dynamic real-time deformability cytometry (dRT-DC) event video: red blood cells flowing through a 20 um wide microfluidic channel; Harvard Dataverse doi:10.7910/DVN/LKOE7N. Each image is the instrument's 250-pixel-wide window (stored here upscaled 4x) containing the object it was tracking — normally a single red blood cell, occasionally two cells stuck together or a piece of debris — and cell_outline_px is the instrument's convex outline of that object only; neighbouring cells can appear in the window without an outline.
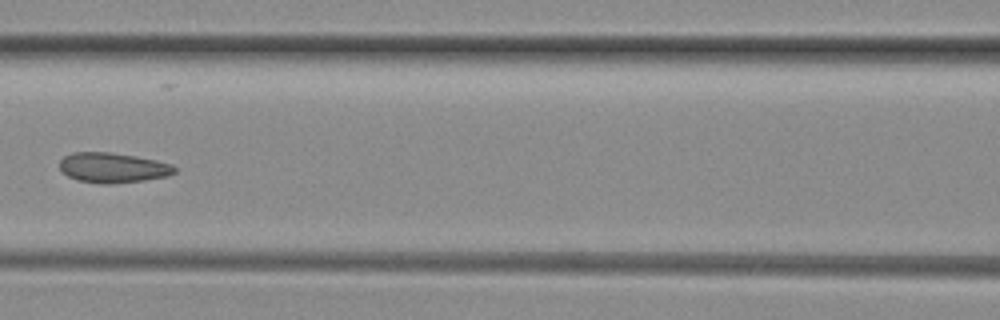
{"species": "common noctule bat (a hibernating species)", "species_latin": "Nyctalus noctula", "temperature_condition": "room temperature", "stored_images_in_passage": 7, "camera_frame_rate_fps": 3000, "um_per_image_px": 0.085, "animal": {"sex": "female", "body_mass_g": 29.2, "forearm_length_mm": 56.3}, "frame": {"image": 1, "passage_image": 6, "time_ms": 1.667, "image_size_px": [1000, 320], "cell_outline_px": [[176, 172], [168, 176], [144, 180], [112, 184], [100, 184], [80, 180], [68, 176], [60, 168], [60, 160], [64, 156], [72, 152], [108, 152], [136, 156], [156, 160], [172, 164], [176, 168]], "centroid_in_image_um": [9.61, 14.25], "position_along_channel_um": 157.0, "area_um2": 20.11}}
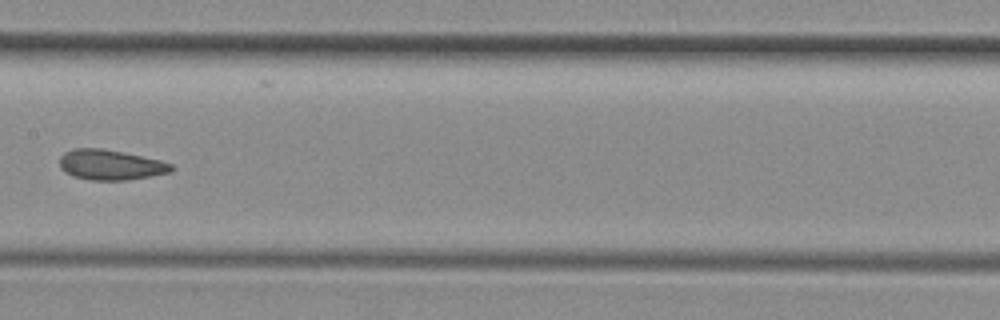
{"frame": {"image": 2, "passage_image": 7, "time_ms": 2.0, "image_size_px": [1000, 320], "cell_outline_px": [[176, 168], [172, 172], [152, 176], [128, 180], [92, 180], [72, 176], [64, 172], [60, 168], [60, 156], [64, 152], [72, 148], [100, 148], [160, 160], [172, 164]], "centroid_in_image_um": [9.39, 14.02], "position_along_channel_um": 198.0, "area_um2": 19.77}}